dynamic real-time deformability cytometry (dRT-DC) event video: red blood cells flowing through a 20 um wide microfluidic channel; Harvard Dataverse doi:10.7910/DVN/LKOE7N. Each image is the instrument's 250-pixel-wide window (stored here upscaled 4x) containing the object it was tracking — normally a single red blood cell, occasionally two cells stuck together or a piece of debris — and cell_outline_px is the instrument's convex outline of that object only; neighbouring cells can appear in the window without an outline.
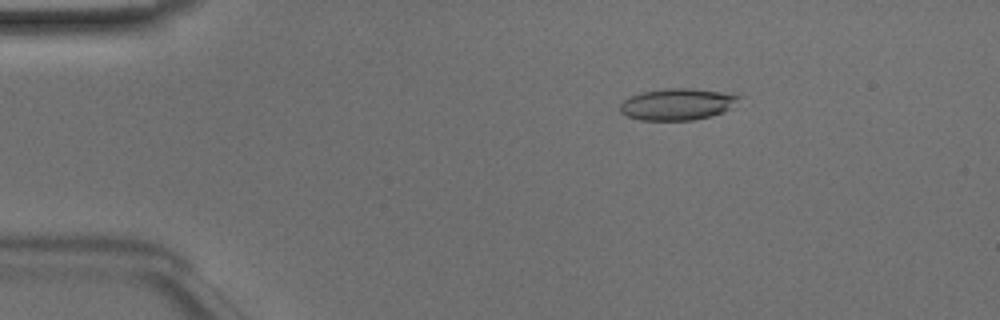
{"species": "Egyptian fruit bat (a non-hibernating species)", "species_latin": "Rousettus aegyptiacus", "temperature_condition": "room temperature", "stored_images_in_passage": 49, "camera_frame_rate_fps": 3000, "um_per_image_px": 0.085, "animal": {"sex": "male"}, "frame": {"image": 1, "passage_image": 8, "time_ms": 2.333, "image_size_px": [1000, 320], "cell_outline_px": [[740, 96], [728, 108], [712, 116], [692, 120], [640, 120], [628, 116], [620, 112], [620, 104], [628, 96], [640, 92], [668, 88], [688, 88], [720, 92]], "centroid_in_image_um": [57.46, 8.86], "position_along_channel_um": 27.5, "area_um2": 21.5}}
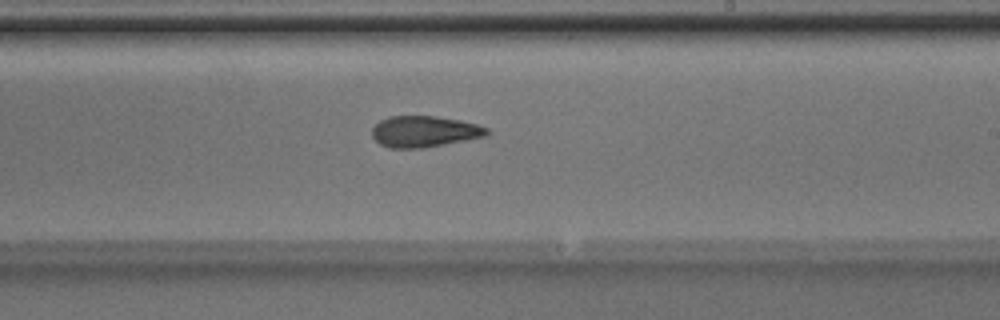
{"frame": {"image": 2, "passage_image": 29, "time_ms": 9.333, "image_size_px": [1000, 320], "cell_outline_px": [[492, 132], [488, 136], [424, 148], [388, 148], [380, 144], [372, 136], [372, 128], [380, 120], [388, 116], [436, 116], [460, 120], [476, 124], [488, 128]], "centroid_in_image_um": [36.09, 11.18], "position_along_channel_um": 252.9, "area_um2": 21.1}}
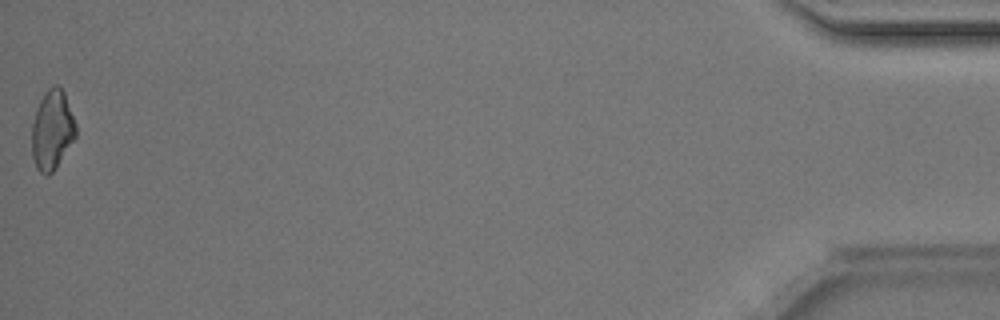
{"frame": {"image": 3, "passage_image": 49, "time_ms": 16.0, "image_size_px": [1000, 320], "cell_outline_px": [[76, 136], [56, 168], [48, 176], [44, 176], [36, 168], [32, 156], [32, 124], [36, 108], [40, 100], [48, 88], [52, 84], [56, 84], [64, 92], [76, 124]], "centroid_in_image_um": [4.42, 11.07], "position_along_channel_um": 430.8, "area_um2": 20.46}, "authors_computed_cell_mechanics": {"area_um2": 21.2126, "velocity_mm_per_s": 4.1214, "shape_relaxation_time_tau1_ms": 4.6507, "shape_relaxation_time_tau2_ms": 3.3187, "deformation_change_tau1": 0.1266, "deformation_change_tau2": 0.1215}}